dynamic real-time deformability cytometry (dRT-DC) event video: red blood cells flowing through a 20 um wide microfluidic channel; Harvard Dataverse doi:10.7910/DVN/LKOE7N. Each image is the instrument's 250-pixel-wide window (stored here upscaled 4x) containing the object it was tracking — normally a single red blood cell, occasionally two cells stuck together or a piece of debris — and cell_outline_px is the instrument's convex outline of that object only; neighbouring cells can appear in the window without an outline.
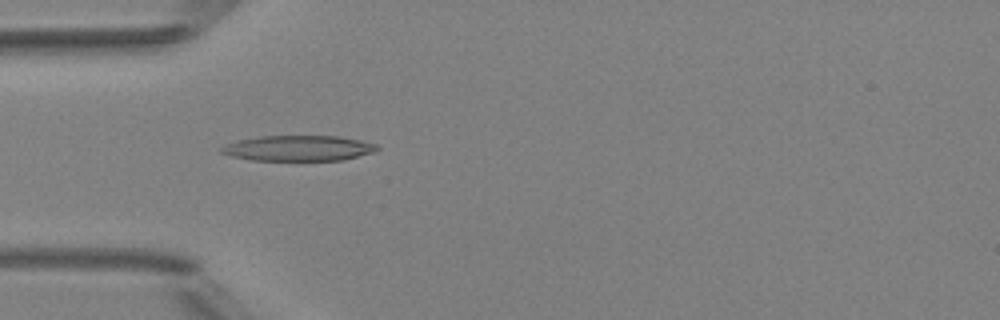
{"species": "Egyptian fruit bat (a non-hibernating species)", "species_latin": "Rousettus aegyptiacus", "temperature_condition": "room temperature", "stored_images_in_passage": 6, "camera_frame_rate_fps": 3000, "um_per_image_px": 0.085, "animal": {"sex": "female"}, "frame": {"image": 1, "passage_image": 5, "time_ms": 4.667, "image_size_px": [1000, 320], "cell_outline_px": [[380, 148], [376, 152], [344, 160], [252, 160], [232, 156], [220, 152], [220, 148], [236, 140], [260, 136], [340, 136], [360, 140], [376, 144]], "centroid_in_image_um": [25.41, 12.59], "position_along_channel_um": 59.6, "area_um2": 23.18}}
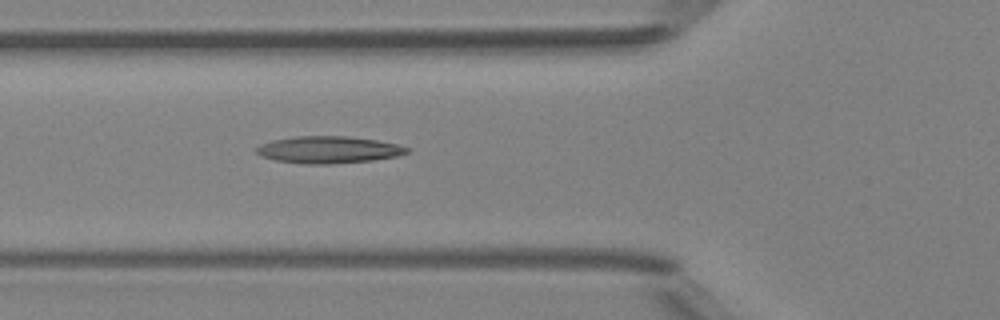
{"frame": {"image": 2, "passage_image": 6, "time_ms": 5.667, "image_size_px": [1000, 320], "cell_outline_px": [[412, 148], [408, 152], [396, 156], [372, 160], [328, 164], [304, 164], [276, 160], [260, 156], [256, 152], [256, 148], [260, 144], [272, 140], [296, 136], [348, 136], [376, 140], [396, 144]], "centroid_in_image_um": [27.91, 12.72], "position_along_channel_um": 97.9, "area_um2": 23.64}}